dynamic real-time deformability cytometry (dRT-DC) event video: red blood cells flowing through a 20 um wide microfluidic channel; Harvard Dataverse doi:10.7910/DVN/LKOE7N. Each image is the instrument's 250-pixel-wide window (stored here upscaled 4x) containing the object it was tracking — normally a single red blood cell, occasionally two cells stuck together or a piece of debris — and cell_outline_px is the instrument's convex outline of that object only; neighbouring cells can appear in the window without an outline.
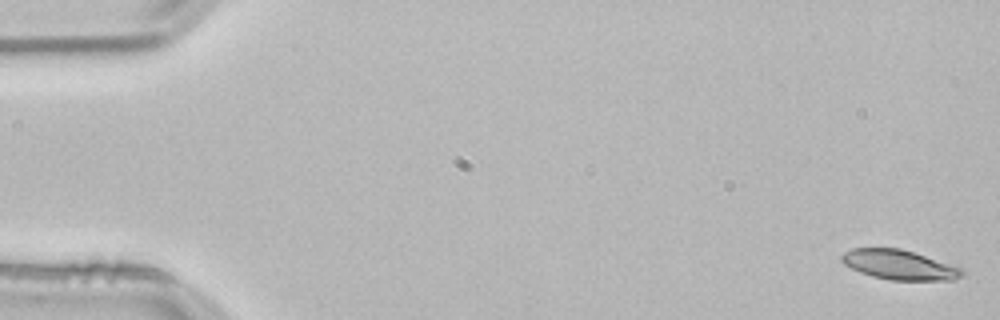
{"species": "common noctule bat (a hibernating species)", "species_latin": "Nyctalus noctula", "temperature_condition": "room temperature", "stored_images_in_passage": 13, "camera_frame_rate_fps": 3000, "um_per_image_px": 0.085, "animal": {"sex": "male", "body_mass_g": 21.5, "forearm_length_mm": 52.0}, "frame": {"image": 1, "passage_image": 1, "time_ms": 0.0, "image_size_px": [1000, 320], "cell_outline_px": [[964, 272], [960, 276], [952, 280], [892, 280], [872, 276], [860, 272], [844, 264], [840, 260], [840, 256], [844, 252], [852, 248], [900, 248], [964, 268]], "centroid_in_image_um": [76.42, 22.5], "position_along_channel_um": 8.6, "area_um2": 20.75}}